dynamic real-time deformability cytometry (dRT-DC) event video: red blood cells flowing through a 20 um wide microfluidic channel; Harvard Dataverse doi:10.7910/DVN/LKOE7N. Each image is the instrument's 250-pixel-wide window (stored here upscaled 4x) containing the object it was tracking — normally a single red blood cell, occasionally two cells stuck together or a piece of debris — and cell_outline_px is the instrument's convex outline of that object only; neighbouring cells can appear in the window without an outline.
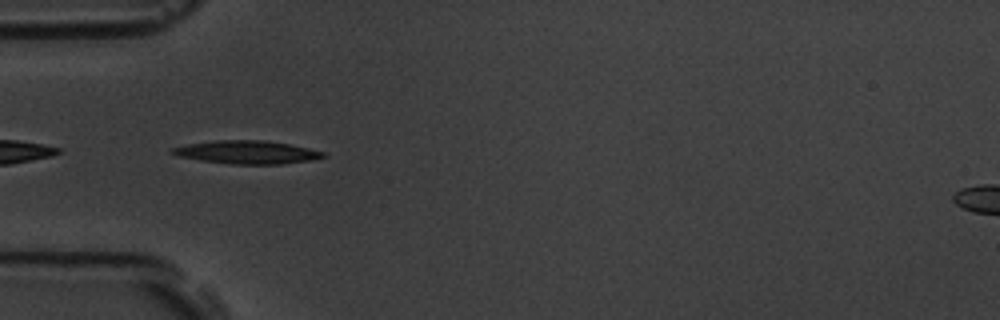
{"species": "common noctule bat (a hibernating species)", "species_latin": "Nyctalus noctula", "temperature_condition": "room temperature", "stored_images_in_passage": 2, "camera_frame_rate_fps": 3000, "um_per_image_px": 0.085, "animal": {"sex": "male", "body_mass_g": 19.5, "forearm_length_mm": 54.6}, "frame": {"image": 1, "passage_image": 2, "time_ms": 1.0, "image_size_px": [1000, 320], "cell_outline_px": [[328, 156], [312, 160], [280, 164], [232, 164], [200, 160], [180, 156], [168, 152], [172, 148], [188, 144], [216, 140], [264, 140], [288, 144], [308, 148], [324, 152]], "centroid_in_image_um": [21.01, 12.94], "position_along_channel_um": 64.0, "area_um2": 20.23}}